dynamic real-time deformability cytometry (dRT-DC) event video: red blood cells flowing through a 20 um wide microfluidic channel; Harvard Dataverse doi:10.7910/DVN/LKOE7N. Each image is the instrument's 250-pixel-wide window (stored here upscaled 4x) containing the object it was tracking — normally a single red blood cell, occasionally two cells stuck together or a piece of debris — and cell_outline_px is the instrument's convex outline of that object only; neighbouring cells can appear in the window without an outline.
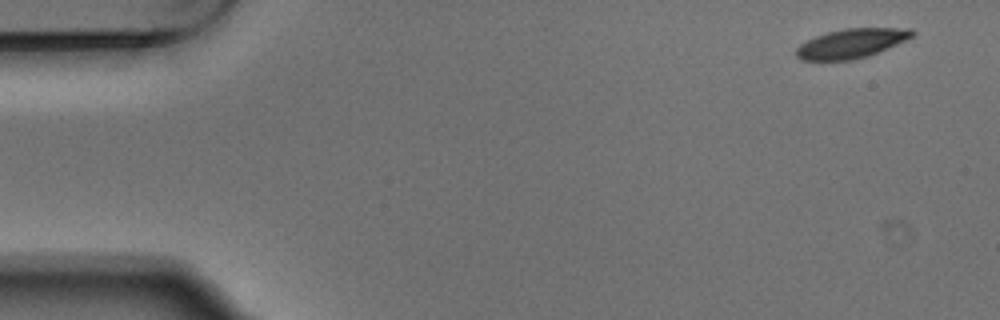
{"species": "Egyptian fruit bat (a non-hibernating species)", "species_latin": "Rousettus aegyptiacus", "temperature_condition": "warm", "stored_images_in_passage": 3, "camera_frame_rate_fps": 3000, "um_per_image_px": 0.085, "animal": {"sex": "male"}, "frame": {"image": 1, "passage_image": 1, "time_ms": 0.0, "image_size_px": [1000, 320], "cell_outline_px": [[916, 32], [912, 36], [896, 44], [868, 56], [852, 60], [800, 60], [796, 56], [796, 48], [800, 44], [816, 36], [828, 32], [844, 28], [912, 28]], "centroid_in_image_um": [72.35, 3.68], "position_along_channel_um": 12.6, "area_um2": 19.65}}